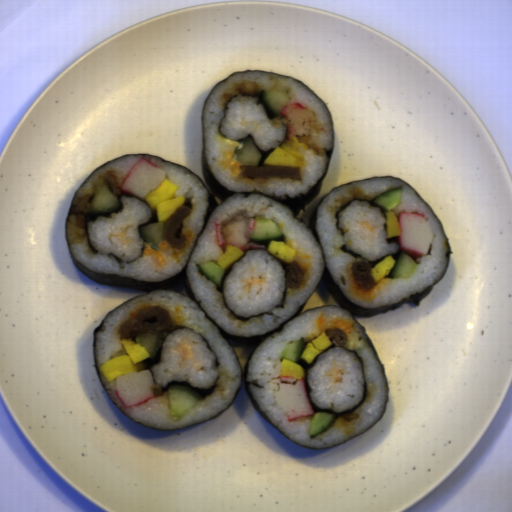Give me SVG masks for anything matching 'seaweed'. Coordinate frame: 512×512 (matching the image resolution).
Returning a JSON list of instances; mask_svg holds the SVG:
<instances>
[{
	"label": "seaweed",
	"mask_w": 512,
	"mask_h": 512,
	"mask_svg": "<svg viewBox=\"0 0 512 512\" xmlns=\"http://www.w3.org/2000/svg\"><path fill=\"white\" fill-rule=\"evenodd\" d=\"M253 72H262V73H267V74H271V75H276V76H279V77L287 78V79H290V80H294V81L298 82L299 84L303 85L304 87H306L314 95H316L319 98V100L323 103L325 109L327 110V112L329 114L330 121H331V126H332L333 138H334L333 121H332V117H331V114H330L328 106L326 105V103L323 101V99L318 94H316L311 88H309L301 80L295 79V78L287 76V75H282V74L273 73V72H269V71L250 70V69L249 70H244V71H239V72H234V73L224 77L223 79H221L218 83H216L214 85V87L212 88L210 93L205 98L204 104H203V112H202V119H201V168H202L204 184H205V187H206V190H207L208 206L206 207L204 219L202 221V224L200 226V229H199V232H198L197 235L200 238L203 236V234H204V232H205L209 222L211 221V219L213 218V216L215 214L216 209L218 207H220L223 203H225L227 200L232 199L234 196H243L244 198H248L251 195H261V196H264V197H266V198H268V199L278 203L279 205H281L282 207L287 209L289 212L292 213L295 221H297L298 223H300L301 225H303L304 227H306L308 229V231L314 237V239L316 240V242H317V244L319 246V249H320V252H321V255H322V258H323L322 270H321V275H320V277H319L315 287L313 288L312 292L305 299V301L298 307L297 311L291 317H289L286 321L282 322L281 324H279L274 329H271V330H269V331H267V332H265L263 334H255V335H249V336H237V335L232 334L228 330H226L221 325H219L215 320H209L208 322L211 323L213 326H215L217 328L219 333L222 335V337L224 338V340L228 344L231 352L233 353V355H234V357H235V359L237 361L238 373H239V375H240V377H241V379H242V381H243V383L245 385V388L247 390V393H248V396H249V398L251 400V403H252L253 407L257 410V412L273 428H275L278 432H280L291 443H294V444H297V445H300V446H304V447H307V448H311V449H314V450H322V449H327V448L335 447L337 445H340V444H342L344 442H347V441H349V440H351V439H353L355 437H358V436L364 434L365 432L369 431L372 427H374L377 423H379L381 421V419L384 417V415H385V413L387 411L388 398H389V390H388V380H387V376H386V373H385V365L381 362V360H380V358H379V356H378V354H377V352H376V350L374 348L373 341H372L370 335L366 333L365 326H363L362 323L359 322L356 317H373V316L378 315V314H387L389 311L397 310L403 304H405L407 302H410V301H413L414 305L419 307L421 299L426 297V296H428V295H430L432 290H433V288H434V286L437 285L438 283H440L442 281V279L445 277V275L447 273V270L449 268L450 259H451L450 245H449V240H448L447 234L445 232V229H444V226H443L441 220L437 216L436 212L432 209V207L419 194V192L415 188H413L411 185L406 183L404 180H402L401 178L390 177V178H394V179H396V180L406 184L409 188H411L416 193V195L424 202V204L432 211V213L437 217V219H438V221H439V223H440V225H441V227H442V229L444 231L445 242H446V256L448 257V261H447V264H446V267L444 269L443 274L440 276V278L436 282H434L427 289L422 290V291H420L418 293H415L413 295L407 296L405 298H402V299L396 300L394 302L388 303L386 305L379 306V307L372 308V309L371 308H367V307H363V306H359L356 303H354L351 300H349L348 297L345 295V293L342 291V289L339 287V285L336 283V281H335V279H334V277H333V275H332V273L330 271L325 251H324V249H323V247L321 245L320 237L316 234V211H317L319 205L321 204V202L327 196V194H329L333 190H336V189H338V188H340L342 186L348 185V184H355V183H359V182H364V181L373 180V179H377V178H381V177H388V176H375V177H370V178H365V179H360V180H356V181L347 182V183L341 184L339 186L333 187L329 192H327L322 197V199L316 205L314 211L312 212V214H311V216H310V218L308 220V224H306L297 213L301 209L306 208L308 206V204L312 201V199L316 196V194L319 192V190L321 188L322 181H323V179H324V177H325V175H326V173L328 171V167H329L331 156H332L333 138H332L331 148L325 149V151L327 153V157H328L326 168H325L322 176L319 178V180L316 182V184L312 187V189L310 191H308L307 193H305V194L304 193H299V194H297L295 196H290L289 197L288 194H284L282 196H279V195H275V194H266L264 192H259V191H255V190H249V191H242L241 192V191H233V190L225 187L223 184H221L219 182V180L216 178V176L214 175V173H213V171H212V169H211V167H210V165H209V163L207 161V157H206L205 150H204V115H205L206 103H207L209 97L215 91V89L221 83H223L225 80L230 78L231 76L242 74V73H253ZM316 291H317L316 296L319 297V299L325 305H319V306H315V307H311V308L302 310L303 307L307 304V302L310 300V298L314 295V293ZM329 306L330 307H339V308L349 312L351 314V316L363 328V330H364V332H365V334H366V336H367V338H368V340H369V342L371 344L372 350H373V352H374V354H375V356H376V358H377V360H378V362H379V364L381 366V369H382V372H383V375H384V379H385L387 395H386L385 407H384L382 418L379 419L372 426H370L368 429H366L365 431L361 432L360 434H358L356 436H353V437H350L348 439H345V440H343L341 442H338V443H336L334 445H328V446H322V447H312V446H308V445H305V444H301L298 441H296V440L292 439L291 437H289L282 430H280L262 412V410L260 409V407L257 405V403L255 402V400L253 398V395H252V392H251V388H250V385H249V382H248V379H247V371H248V363L250 361V358H251L252 354L254 353L256 348L261 345V343L263 341H265L266 339H268L269 337L274 335L285 324H287L290 321L294 320L295 318H297L301 314H303V313H305V312H307L309 310H314V309L324 308V307H329ZM237 347H247L249 349H252L249 352V354L247 356V359L245 361V364H244V367H243V372H242V366H241L240 358H239V355L237 354V350H236Z\"/></svg>",
	"instance_id": "1faa68ee"
},
{
	"label": "seaweed",
	"mask_w": 512,
	"mask_h": 512,
	"mask_svg": "<svg viewBox=\"0 0 512 512\" xmlns=\"http://www.w3.org/2000/svg\"><path fill=\"white\" fill-rule=\"evenodd\" d=\"M305 382L315 408L337 415L353 412L367 397L365 364L355 350H323L309 364Z\"/></svg>",
	"instance_id": "45ffbabd"
},
{
	"label": "seaweed",
	"mask_w": 512,
	"mask_h": 512,
	"mask_svg": "<svg viewBox=\"0 0 512 512\" xmlns=\"http://www.w3.org/2000/svg\"><path fill=\"white\" fill-rule=\"evenodd\" d=\"M69 258L73 266L86 278L92 282L107 287H129L136 291H152V290H167L179 282H183L185 292L191 300H197V295L194 292L187 275L188 264H185L181 270L174 273L163 280H138L134 278H122L118 272L115 273H102L94 272L91 269L82 265L74 256L73 252L69 250Z\"/></svg>",
	"instance_id": "7513b1e5"
},
{
	"label": "seaweed",
	"mask_w": 512,
	"mask_h": 512,
	"mask_svg": "<svg viewBox=\"0 0 512 512\" xmlns=\"http://www.w3.org/2000/svg\"><path fill=\"white\" fill-rule=\"evenodd\" d=\"M251 250H262V251H266L267 253H269V252L267 251V249H265V248H251V249H246V250L244 251L245 253H244L243 257H245V256H246V254H247L249 251H251ZM269 254H270V253H269ZM270 255H271V254H270ZM271 256H272V255H271ZM243 257H242V258H243ZM272 257H274V258L277 260V262L280 264L281 268L283 269V271H284V273H285V290H284L283 298H282V300H281L280 304H279L278 306H276V307H275L271 312H263V313H260V314H258V315H251V316H249V317L245 318V317H241V316L237 315V314H236L232 309H230V308L227 306L226 301H225V297H224V294H223V284H224V281H225V278H226V276H227L228 272L232 270V268H233V264H234V263H236L238 260H240V259H242V258H238L237 260H235V261L233 262V264L230 266V268H229L228 270H225V273H224V274H223V276L221 277V280H220V284H219V286H217V285H216V290L218 291V293H219V294L221 295V297L223 298V301H224V304H225L226 308H227V309H228V310H229V311H230V312H231L235 317H237V318H238L239 320H241L242 322H246V321H248L249 319L254 318V317H258V316H262V315H270V314H273V312H274V310H275V309L284 308V302H285V298H286V289H287V277H286V270H285L284 266L279 262V260H278L275 256H272Z\"/></svg>",
	"instance_id": "ac131d1f"
},
{
	"label": "seaweed",
	"mask_w": 512,
	"mask_h": 512,
	"mask_svg": "<svg viewBox=\"0 0 512 512\" xmlns=\"http://www.w3.org/2000/svg\"><path fill=\"white\" fill-rule=\"evenodd\" d=\"M170 386H187L193 389L195 392L199 393L202 398H205L210 395V393L215 389V382L207 387L195 386L187 380H170L166 386H160L161 393L168 392V387Z\"/></svg>",
	"instance_id": "6c50854a"
},
{
	"label": "seaweed",
	"mask_w": 512,
	"mask_h": 512,
	"mask_svg": "<svg viewBox=\"0 0 512 512\" xmlns=\"http://www.w3.org/2000/svg\"><path fill=\"white\" fill-rule=\"evenodd\" d=\"M354 201H358L360 203L367 202L371 207L379 209L382 212L383 216L385 217L386 210H383V208H379L378 206H376L372 200L364 199V198H353L350 200H346L345 202H343L341 205L338 206L337 210L334 213L335 226H336V229L338 230L339 235L341 237H344L345 229L343 227H339L340 213L343 210H345L346 208L350 207Z\"/></svg>",
	"instance_id": "349a3768"
},
{
	"label": "seaweed",
	"mask_w": 512,
	"mask_h": 512,
	"mask_svg": "<svg viewBox=\"0 0 512 512\" xmlns=\"http://www.w3.org/2000/svg\"><path fill=\"white\" fill-rule=\"evenodd\" d=\"M120 306L112 309L111 311H109L108 313H106L104 315V317L101 319V321L95 326V328L93 329L92 331V345H93V355H94V365L97 364V346H98V337H99V333H103L107 330V326L105 324V321L107 319V317L113 312L115 311L116 309H118Z\"/></svg>",
	"instance_id": "d2809c37"
},
{
	"label": "seaweed",
	"mask_w": 512,
	"mask_h": 512,
	"mask_svg": "<svg viewBox=\"0 0 512 512\" xmlns=\"http://www.w3.org/2000/svg\"><path fill=\"white\" fill-rule=\"evenodd\" d=\"M91 222H93V220L89 217V213H88L86 215L85 228H83V231H84L86 242H87L90 252L93 254H97V253H99V250H96V248L93 246V244L91 243V240H90V236H89V224Z\"/></svg>",
	"instance_id": "33e80320"
},
{
	"label": "seaweed",
	"mask_w": 512,
	"mask_h": 512,
	"mask_svg": "<svg viewBox=\"0 0 512 512\" xmlns=\"http://www.w3.org/2000/svg\"><path fill=\"white\" fill-rule=\"evenodd\" d=\"M145 244H147V243H146V242H144V241L142 240L139 255H138L137 257H135L134 259L130 260V261H123V260H121V259H120V258H118V257H117L113 252H112V253H107V255H108L109 257H112L114 260H116V261L119 263L120 267H123V268H124V264L133 263V262H135L136 260L140 259L141 255H142V253H143V248H144Z\"/></svg>",
	"instance_id": "768707aa"
},
{
	"label": "seaweed",
	"mask_w": 512,
	"mask_h": 512,
	"mask_svg": "<svg viewBox=\"0 0 512 512\" xmlns=\"http://www.w3.org/2000/svg\"><path fill=\"white\" fill-rule=\"evenodd\" d=\"M402 252H404V251L399 247L398 249H396V251L394 253L384 254L375 260L368 261V263L373 268L377 263H379L381 260H383L387 255H390L396 261V259L400 256V254Z\"/></svg>",
	"instance_id": "8abba1cb"
},
{
	"label": "seaweed",
	"mask_w": 512,
	"mask_h": 512,
	"mask_svg": "<svg viewBox=\"0 0 512 512\" xmlns=\"http://www.w3.org/2000/svg\"><path fill=\"white\" fill-rule=\"evenodd\" d=\"M197 334L202 338L203 342L206 343L207 350H210V351H212L214 353L215 366H219V364H220L219 357L217 356V354L212 349L210 343L201 334H199V333H197Z\"/></svg>",
	"instance_id": "cd8b6224"
},
{
	"label": "seaweed",
	"mask_w": 512,
	"mask_h": 512,
	"mask_svg": "<svg viewBox=\"0 0 512 512\" xmlns=\"http://www.w3.org/2000/svg\"><path fill=\"white\" fill-rule=\"evenodd\" d=\"M338 250L343 251L345 253H350L353 258H357L358 259V258H361V256H362L360 254H357V253H355L353 251L348 250L346 244H343L341 247L338 248Z\"/></svg>",
	"instance_id": "ede733d9"
},
{
	"label": "seaweed",
	"mask_w": 512,
	"mask_h": 512,
	"mask_svg": "<svg viewBox=\"0 0 512 512\" xmlns=\"http://www.w3.org/2000/svg\"><path fill=\"white\" fill-rule=\"evenodd\" d=\"M386 241L389 244H399V235L392 238H386Z\"/></svg>",
	"instance_id": "db47635e"
}]
</instances>
